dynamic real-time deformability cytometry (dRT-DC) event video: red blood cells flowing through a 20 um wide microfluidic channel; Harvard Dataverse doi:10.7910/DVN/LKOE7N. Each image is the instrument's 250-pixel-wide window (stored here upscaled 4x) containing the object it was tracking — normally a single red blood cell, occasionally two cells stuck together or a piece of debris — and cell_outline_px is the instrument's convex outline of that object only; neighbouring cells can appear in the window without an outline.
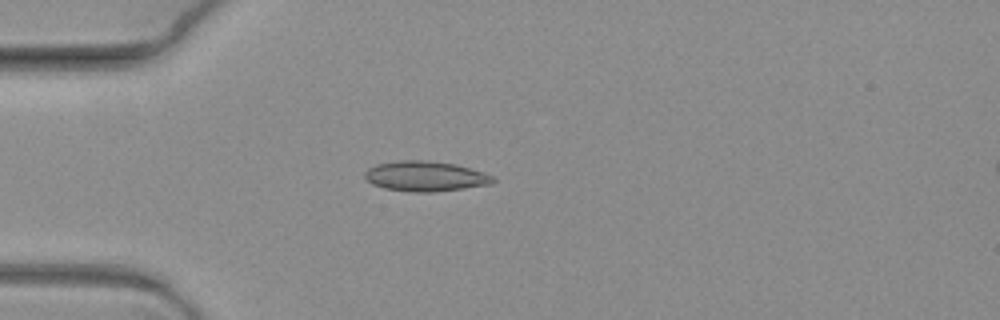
{"species": "common noctule bat (a hibernating species)", "species_latin": "Nyctalus noctula", "temperature_condition": "warm", "stored_images_in_passage": 6, "camera_frame_rate_fps": 3000, "um_per_image_px": 0.085, "animal": {"sex": "female", "body_mass_g": 19.3, "forearm_length_mm": 54.1}, "frame": {"image": 1, "passage_image": 3, "time_ms": 0.667, "image_size_px": [1000, 320], "cell_outline_px": [[496, 180], [492, 184], [432, 192], [412, 192], [384, 188], [372, 184], [364, 176], [364, 172], [368, 168], [376, 164], [400, 160], [424, 160], [456, 164], [484, 172], [492, 176]], "centroid_in_image_um": [36.15, 14.97], "position_along_channel_um": 48.9, "area_um2": 22.48}}
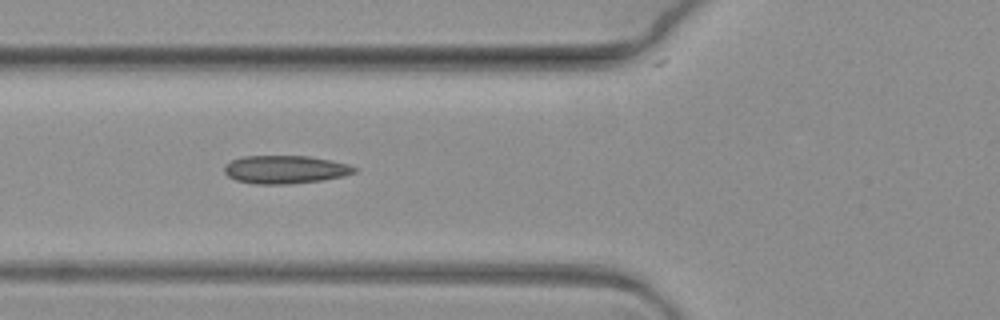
{"frame": {"image": 2, "passage_image": 5, "time_ms": 1.333, "image_size_px": [1000, 320], "cell_outline_px": [[356, 172], [344, 176], [320, 180], [288, 184], [252, 184], [236, 180], [228, 176], [224, 172], [224, 164], [232, 160], [244, 156], [308, 156], [332, 160], [348, 164], [356, 168]], "centroid_in_image_um": [24.22, 14.41], "position_along_channel_um": 101.6, "area_um2": 21.33}}
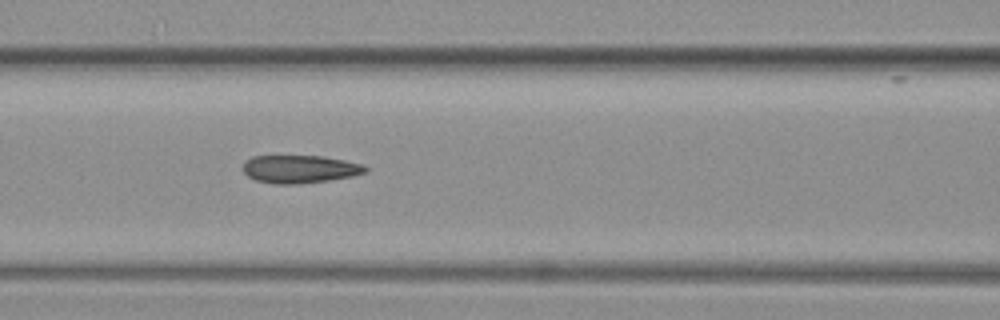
{"frame": {"image": 3, "passage_image": 6, "time_ms": 1.667, "image_size_px": [1000, 320], "cell_outline_px": [[368, 172], [352, 176], [332, 180], [300, 184], [276, 184], [256, 180], [248, 176], [244, 172], [244, 164], [252, 156], [324, 156], [364, 164], [368, 168]], "centroid_in_image_um": [25.55, 14.38], "position_along_channel_um": 141.1, "area_um2": 20.0}}